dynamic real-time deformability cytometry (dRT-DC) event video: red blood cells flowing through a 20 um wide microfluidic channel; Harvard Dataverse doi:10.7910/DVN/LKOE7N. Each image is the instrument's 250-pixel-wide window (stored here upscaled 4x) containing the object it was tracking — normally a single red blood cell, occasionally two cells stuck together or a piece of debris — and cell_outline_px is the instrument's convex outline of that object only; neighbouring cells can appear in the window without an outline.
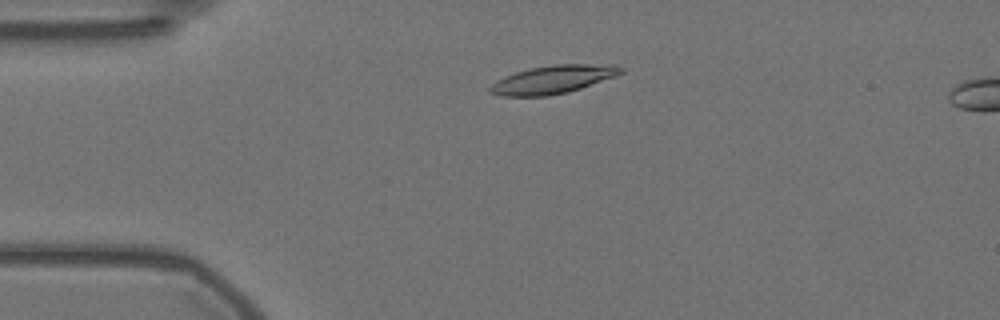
{"species": "Egyptian fruit bat (a non-hibernating species)", "species_latin": "Rousettus aegyptiacus", "temperature_condition": "warm", "stored_images_in_passage": 56, "segment_of_instrument_passage": [1, 2], "camera_frame_rate_fps": 3000, "um_per_image_px": 0.085, "animal": {"sex": "female"}, "frame": {"image": 1, "passage_image": 11, "time_ms": 3.333, "image_size_px": [1000, 320], "cell_outline_px": [[624, 72], [616, 76], [568, 92], [548, 96], [500, 96], [488, 92], [488, 88], [496, 80], [504, 76], [516, 72], [532, 68], [552, 64], [620, 64], [624, 68]], "centroid_in_image_um": [47.02, 6.75], "position_along_channel_um": 38.0, "area_um2": 21.68}}
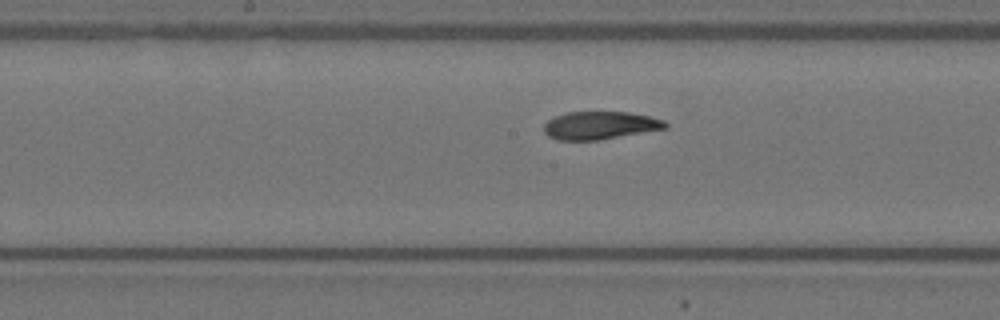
{"frame": {"image": 2, "passage_image": 27, "time_ms": 8.667, "image_size_px": [1000, 320], "cell_outline_px": [[668, 128], [600, 140], [556, 140], [548, 136], [544, 132], [544, 124], [548, 120], [564, 112], [628, 112], [648, 116], [664, 120], [668, 124]], "centroid_in_image_um": [50.99, 10.66], "position_along_channel_um": 197.2, "area_um2": 19.83}}
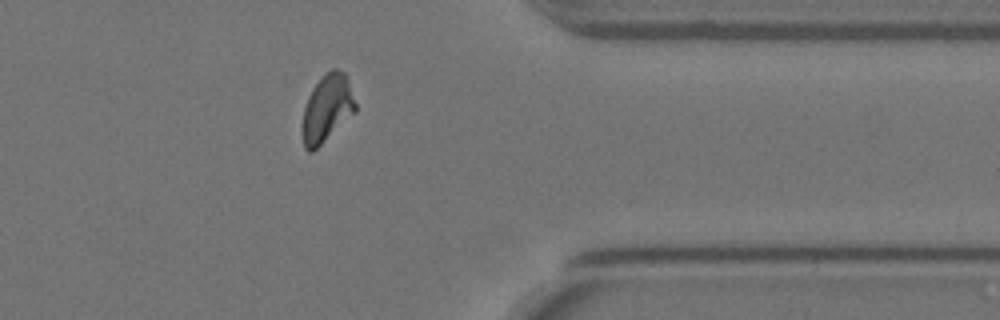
{"frame": {"image": 3, "passage_image": 44, "time_ms": 14.333, "image_size_px": [1000, 320], "cell_outline_px": [[356, 112], [312, 152], [308, 152], [304, 148], [300, 132], [300, 128], [304, 108], [308, 96], [312, 88], [332, 68], [336, 68], [344, 72], [356, 104]], "centroid_in_image_um": [27.75, 9.27], "position_along_channel_um": 383.6, "area_um2": 20.81}}